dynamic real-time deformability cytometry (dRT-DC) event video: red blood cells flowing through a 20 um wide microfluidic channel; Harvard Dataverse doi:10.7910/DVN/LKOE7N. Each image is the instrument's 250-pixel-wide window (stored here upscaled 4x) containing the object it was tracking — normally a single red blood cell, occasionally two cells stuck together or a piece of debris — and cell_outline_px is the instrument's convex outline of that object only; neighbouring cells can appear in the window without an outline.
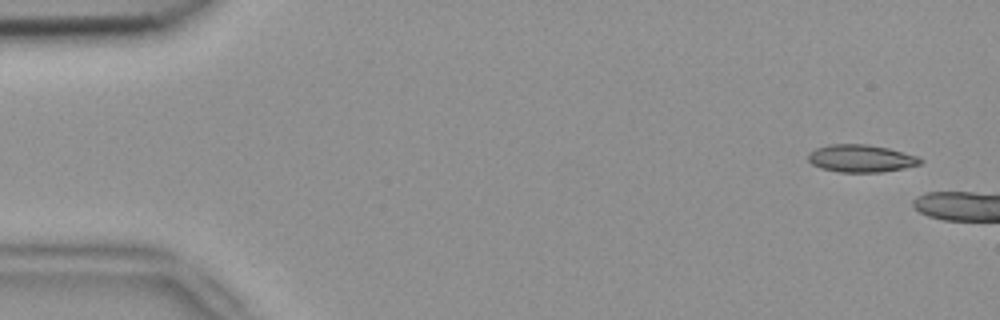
{"species": "common noctule bat (a hibernating species)", "species_latin": "Nyctalus noctula", "temperature_condition": "room temperature", "stored_images_in_passage": 4, "camera_frame_rate_fps": 3000, "um_per_image_px": 0.085, "animal": {"sex": "female", "body_mass_g": 18.4}, "frame": {"image": 1, "passage_image": 1, "time_ms": 0.0, "image_size_px": [1000, 320], "cell_outline_px": [[924, 160], [920, 164], [904, 168], [880, 172], [840, 172], [820, 168], [812, 164], [808, 160], [808, 152], [816, 148], [828, 144], [868, 144], [888, 148], [920, 156]], "centroid_in_image_um": [73.19, 13.46], "position_along_channel_um": 11.8, "area_um2": 18.15}}